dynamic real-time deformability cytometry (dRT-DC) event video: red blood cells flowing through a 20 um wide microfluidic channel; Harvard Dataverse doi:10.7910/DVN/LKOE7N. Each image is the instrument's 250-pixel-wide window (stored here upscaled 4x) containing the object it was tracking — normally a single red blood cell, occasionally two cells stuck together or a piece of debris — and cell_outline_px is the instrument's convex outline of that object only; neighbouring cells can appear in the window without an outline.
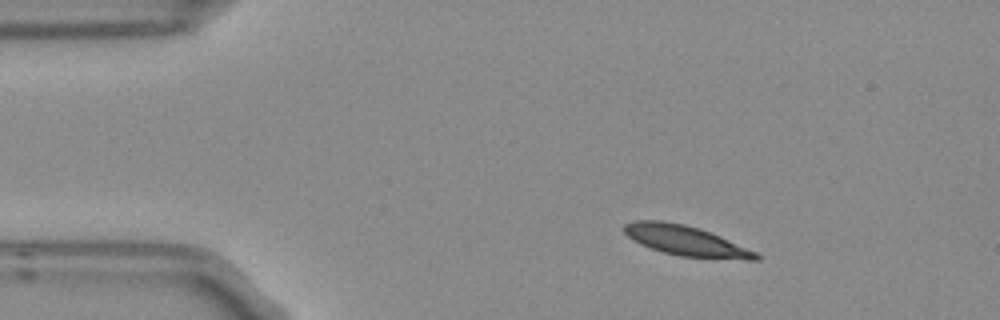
{"species": "Egyptian fruit bat (a non-hibernating species)", "species_latin": "Rousettus aegyptiacus", "temperature_condition": "room temperature", "stored_images_in_passage": 3, "camera_frame_rate_fps": 3000, "um_per_image_px": 0.085, "frame": {"image": 1, "passage_image": 1, "time_ms": 0.0, "image_size_px": [1000, 320], "cell_outline_px": [[760, 260], [744, 260], [680, 256], [664, 252], [640, 244], [632, 240], [624, 232], [624, 224], [636, 220], [660, 220], [684, 224], [720, 236], [756, 252], [760, 256]], "centroid_in_image_um": [58.28, 20.46], "position_along_channel_um": 26.7, "area_um2": 22.83}}
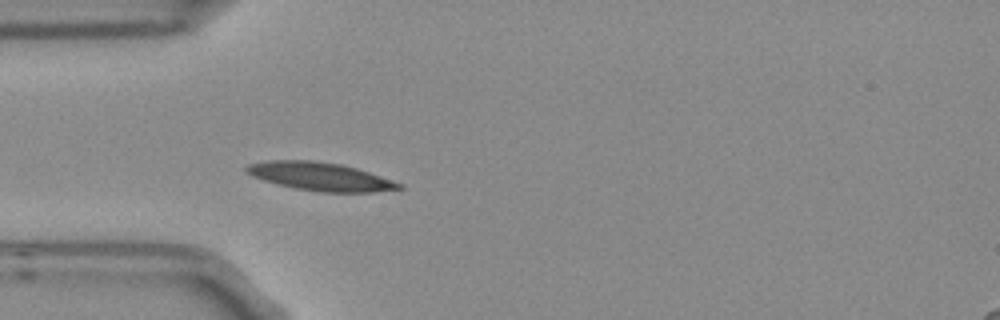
{"frame": {"image": 2, "passage_image": 3, "time_ms": 0.667, "image_size_px": [1000, 320], "cell_outline_px": [[404, 188], [376, 192], [320, 192], [296, 188], [276, 184], [252, 176], [244, 172], [244, 168], [248, 164], [268, 160], [312, 160], [340, 164], [356, 168], [404, 184]], "centroid_in_image_um": [27.2, 15.0], "position_along_channel_um": 57.8, "area_um2": 25.14}}